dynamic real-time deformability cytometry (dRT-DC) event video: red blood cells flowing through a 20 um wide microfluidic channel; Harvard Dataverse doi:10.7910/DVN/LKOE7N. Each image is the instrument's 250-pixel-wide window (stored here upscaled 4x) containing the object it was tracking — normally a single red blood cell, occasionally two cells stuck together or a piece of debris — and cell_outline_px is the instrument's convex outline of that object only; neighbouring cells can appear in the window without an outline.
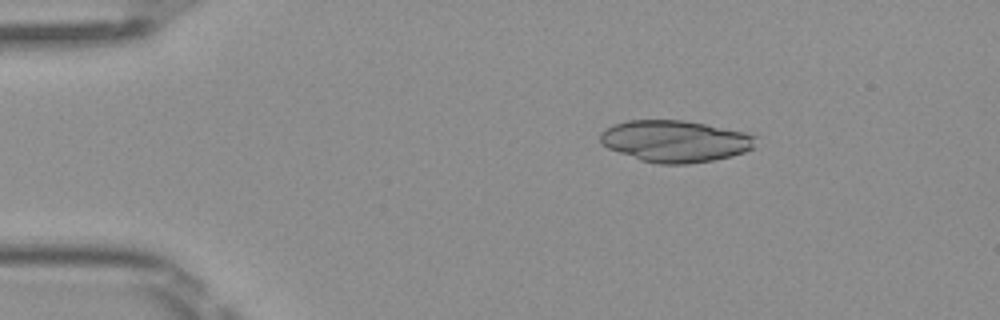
{"species": "Egyptian fruit bat (a non-hibernating species)", "species_latin": "Rousettus aegyptiacus", "temperature_condition": "room temperature", "stored_images_in_passage": 4, "camera_frame_rate_fps": 3000, "um_per_image_px": 0.085, "frame": {"image": 1, "passage_image": 4, "time_ms": 1.0, "image_size_px": [1000, 320], "cell_outline_px": [[756, 136], [752, 148], [744, 152], [732, 156], [712, 160], [688, 164], [656, 164], [640, 160], [608, 148], [600, 144], [600, 132], [612, 124], [628, 120], [684, 120], [744, 132]], "centroid_in_image_um": [57.33, 12.0], "position_along_channel_um": 27.7, "area_um2": 37.74}}